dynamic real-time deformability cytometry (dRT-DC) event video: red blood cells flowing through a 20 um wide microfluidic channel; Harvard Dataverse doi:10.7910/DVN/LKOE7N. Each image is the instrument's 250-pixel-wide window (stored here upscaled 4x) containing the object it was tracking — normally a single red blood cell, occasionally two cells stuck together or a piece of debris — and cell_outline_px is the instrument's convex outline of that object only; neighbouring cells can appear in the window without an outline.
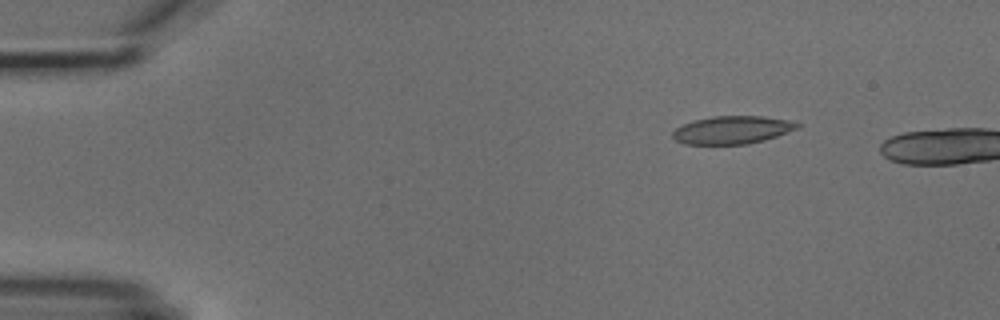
{"species": "common noctule bat (a hibernating species)", "species_latin": "Nyctalus noctula", "temperature_condition": "cold", "stored_images_in_passage": 3, "camera_frame_rate_fps": 3000, "um_per_image_px": 0.085, "animal": {"sex": "male", "body_mass_g": 18.8}, "frame": {"image": 1, "passage_image": 2, "time_ms": 1.333, "image_size_px": [1000, 320], "cell_outline_px": [[804, 124], [800, 128], [764, 140], [748, 144], [684, 144], [676, 140], [672, 136], [672, 132], [676, 128], [684, 124], [696, 120], [712, 116], [764, 116], [788, 120]], "centroid_in_image_um": [62.29, 11.04], "position_along_channel_um": 22.7, "area_um2": 20.29}}